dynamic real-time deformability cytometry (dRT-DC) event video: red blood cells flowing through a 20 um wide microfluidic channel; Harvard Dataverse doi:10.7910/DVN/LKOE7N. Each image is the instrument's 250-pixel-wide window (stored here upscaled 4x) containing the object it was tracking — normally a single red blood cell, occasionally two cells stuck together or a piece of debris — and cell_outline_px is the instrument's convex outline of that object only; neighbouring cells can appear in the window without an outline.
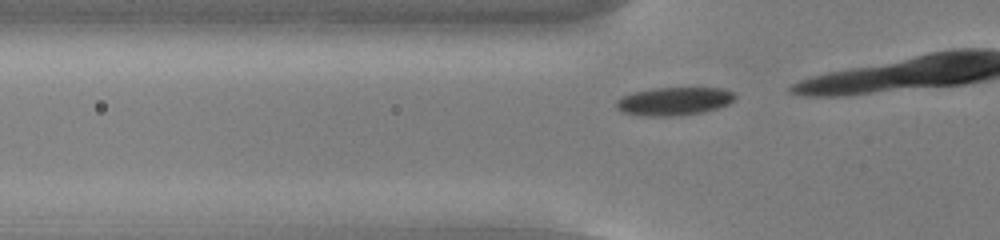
{"species": "common noctule bat (a hibernating species)", "species_latin": "Nyctalus noctula", "temperature_condition": "cold", "stored_images_in_passage": 6, "camera_frame_rate_fps": 3000, "um_per_image_px": 0.085, "animal": {"sex": "male", "body_mass_g": 13.0, "forearm_length_mm": 53.1}, "frame": {"image": 1, "passage_image": 3, "time_ms": 0.667, "image_size_px": [1000, 240], "cell_outline_px": [[736, 96], [728, 104], [704, 112], [672, 116], [640, 116], [624, 112], [616, 108], [616, 100], [632, 92], [652, 88], [724, 88], [732, 92]], "centroid_in_image_um": [57.27, 8.6], "position_along_channel_um": 68.5, "area_um2": 19.42}}